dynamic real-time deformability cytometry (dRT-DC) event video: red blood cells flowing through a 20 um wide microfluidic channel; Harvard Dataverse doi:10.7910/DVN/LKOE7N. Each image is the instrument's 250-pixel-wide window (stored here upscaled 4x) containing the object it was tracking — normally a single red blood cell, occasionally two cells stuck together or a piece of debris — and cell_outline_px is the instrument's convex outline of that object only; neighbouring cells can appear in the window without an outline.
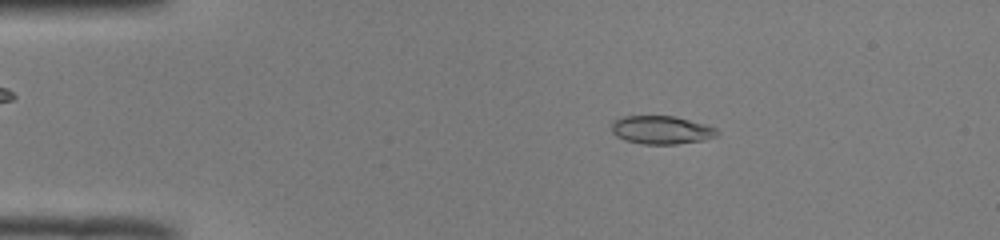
{"species": "common noctule bat (a hibernating species)", "species_latin": "Nyctalus noctula", "temperature_condition": "room temperature", "stored_images_in_passage": 51, "camera_frame_rate_fps": 3000, "um_per_image_px": 0.085, "animal": {"sex": "male", "body_mass_g": 19.0, "forearm_length_mm": 50.8}, "frame": {"image": 1, "passage_image": 10, "time_ms": 3.0, "image_size_px": [1000, 240], "cell_outline_px": [[720, 132], [716, 136], [704, 140], [676, 144], [644, 144], [624, 140], [616, 136], [612, 132], [612, 120], [624, 116], [676, 116], [708, 124], [716, 128]], "centroid_in_image_um": [56.24, 11.04], "position_along_channel_um": 28.8, "area_um2": 17.63}}
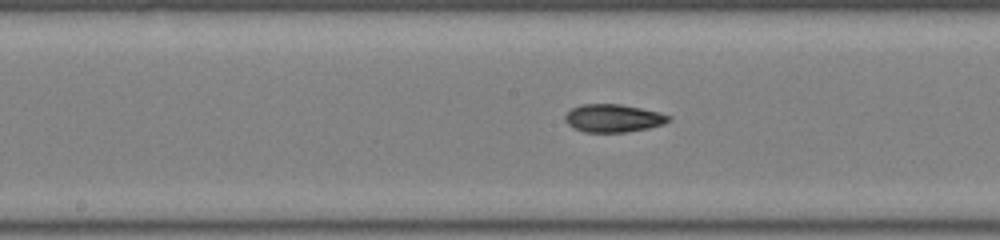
{"frame": {"image": 2, "passage_image": 27, "time_ms": 8.667, "image_size_px": [1000, 240], "cell_outline_px": [[672, 120], [664, 124], [648, 128], [624, 132], [584, 132], [568, 124], [564, 120], [564, 116], [572, 108], [580, 104], [620, 104], [660, 112], [672, 116]], "centroid_in_image_um": [52.15, 10.04], "position_along_channel_um": 196.0, "area_um2": 16.88}}
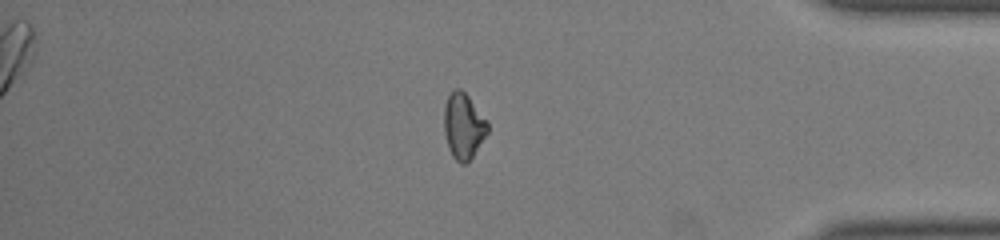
{"frame": {"image": 3, "passage_image": 44, "time_ms": 14.333, "image_size_px": [1000, 240], "cell_outline_px": [[488, 132], [472, 156], [464, 164], [460, 164], [452, 156], [448, 148], [444, 132], [444, 104], [448, 96], [456, 88], [460, 88], [468, 96], [488, 120]], "centroid_in_image_um": [39.38, 10.7], "position_along_channel_um": 395.8, "area_um2": 16.65}, "authors_computed_cell_mechanics": {"area_um2": 16.9932, "velocity_mm_per_s": 4.0161, "shape_relaxation_time_tau1_ms": null, "shape_relaxation_time_tau2_ms": 3.4013, "deformation_change_tau1": null, "deformation_change_tau2": 0.0778}}